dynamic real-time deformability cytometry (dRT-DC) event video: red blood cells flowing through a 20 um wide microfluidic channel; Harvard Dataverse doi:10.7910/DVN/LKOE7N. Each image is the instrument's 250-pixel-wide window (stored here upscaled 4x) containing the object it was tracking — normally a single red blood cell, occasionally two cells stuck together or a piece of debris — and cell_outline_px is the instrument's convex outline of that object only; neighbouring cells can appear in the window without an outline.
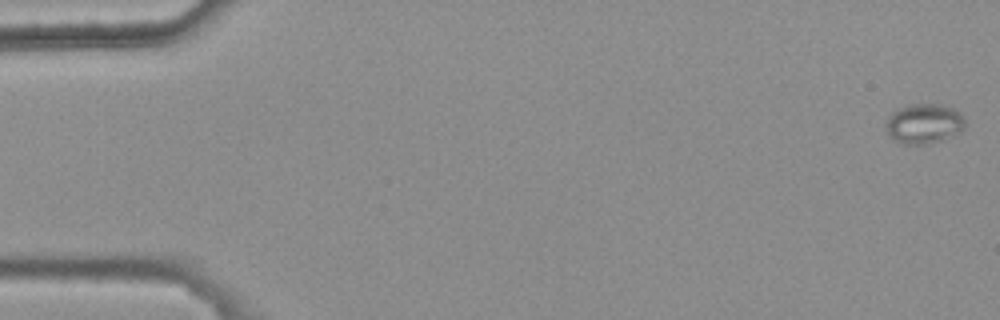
{"species": "common noctule bat (a hibernating species)", "species_latin": "Nyctalus noctula", "temperature_condition": "warm", "stored_images_in_passage": 8, "camera_frame_rate_fps": 3000, "um_per_image_px": 0.085, "animal": {"sex": "female", "body_mass_g": 25.1}, "frame": {"image": 1, "passage_image": 1, "time_ms": 0.0, "image_size_px": [1000, 320], "cell_outline_px": [[964, 128], [960, 132], [952, 136], [928, 144], [904, 144], [892, 140], [888, 136], [884, 124], [888, 116], [896, 108], [912, 104], [944, 104], [960, 112], [964, 120]], "centroid_in_image_um": [78.49, 10.51], "position_along_channel_um": 6.5, "area_um2": 18.73}}
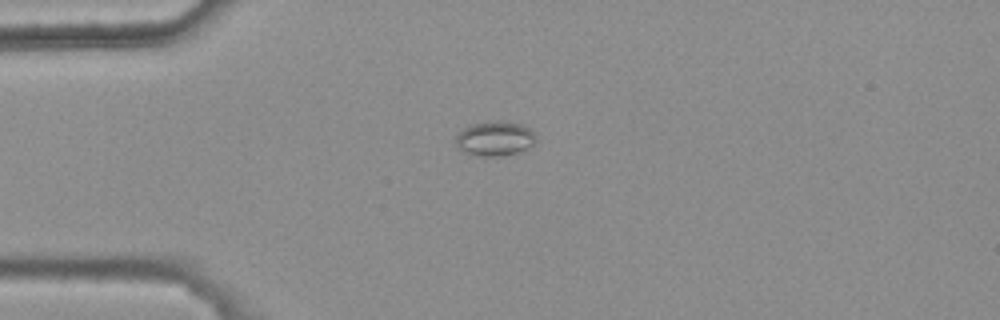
{"frame": {"image": 2, "passage_image": 4, "time_ms": 1.0, "image_size_px": [1000, 320], "cell_outline_px": [[536, 140], [532, 144], [516, 152], [500, 156], [480, 156], [468, 152], [460, 148], [456, 144], [456, 136], [464, 128], [472, 124], [496, 120], [524, 124], [536, 136]], "centroid_in_image_um": [42.07, 11.75], "position_along_channel_um": 42.9, "area_um2": 15.78}}